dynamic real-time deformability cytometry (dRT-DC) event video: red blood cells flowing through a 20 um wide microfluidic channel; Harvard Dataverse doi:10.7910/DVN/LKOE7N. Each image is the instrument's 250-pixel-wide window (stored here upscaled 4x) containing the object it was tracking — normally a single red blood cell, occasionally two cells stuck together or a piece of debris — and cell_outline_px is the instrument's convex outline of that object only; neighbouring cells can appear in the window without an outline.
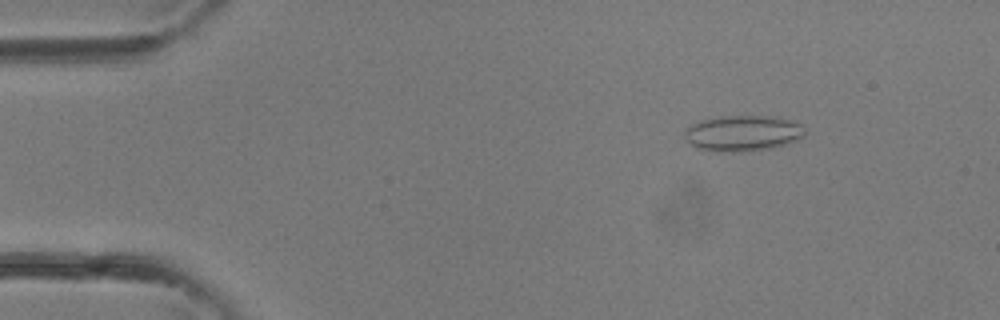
{"species": "common noctule bat (a hibernating species)", "species_latin": "Nyctalus noctula", "temperature_condition": "room temperature", "stored_images_in_passage": 36, "camera_frame_rate_fps": 3000, "um_per_image_px": 0.085, "animal": {"sex": "female"}, "frame": {"image": 1, "passage_image": 5, "time_ms": 1.333, "image_size_px": [1000, 320], "cell_outline_px": [[804, 136], [796, 140], [772, 148], [740, 152], [716, 152], [696, 148], [684, 136], [684, 128], [700, 120], [720, 116], [768, 116], [788, 120], [804, 124]], "centroid_in_image_um": [63.11, 11.33], "position_along_channel_um": 21.9, "area_um2": 25.2}}
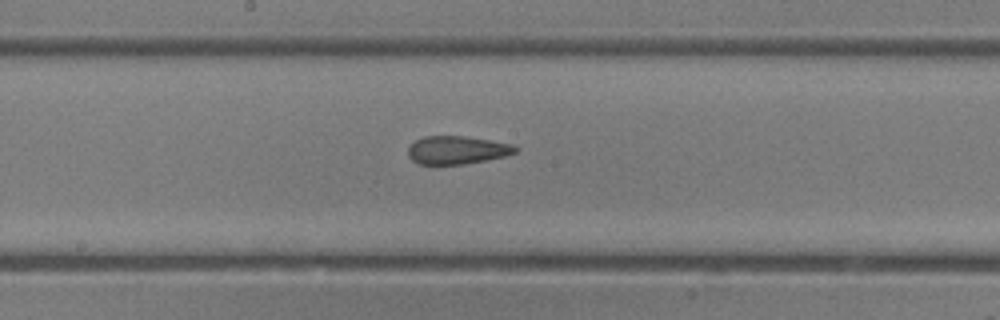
{"frame": {"image": 2, "passage_image": 19, "time_ms": 6.0, "image_size_px": [1000, 320], "cell_outline_px": [[520, 148], [516, 152], [504, 156], [464, 164], [416, 164], [408, 156], [408, 148], [416, 140], [424, 136], [464, 136], [512, 144]], "centroid_in_image_um": [38.83, 12.75], "position_along_channel_um": 209.4, "area_um2": 17.46}}
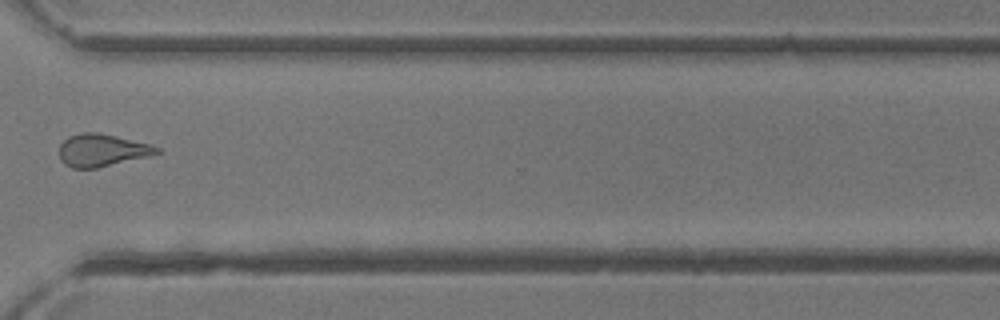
{"frame": {"image": 3, "passage_image": 27, "time_ms": 8.667, "image_size_px": [1000, 320], "cell_outline_px": [[160, 152], [152, 156], [96, 168], [72, 168], [64, 164], [60, 160], [60, 144], [68, 136], [84, 132], [96, 132], [116, 136], [148, 144], [160, 148]], "centroid_in_image_um": [8.66, 12.78], "position_along_channel_um": 361.9, "area_um2": 18.44}}